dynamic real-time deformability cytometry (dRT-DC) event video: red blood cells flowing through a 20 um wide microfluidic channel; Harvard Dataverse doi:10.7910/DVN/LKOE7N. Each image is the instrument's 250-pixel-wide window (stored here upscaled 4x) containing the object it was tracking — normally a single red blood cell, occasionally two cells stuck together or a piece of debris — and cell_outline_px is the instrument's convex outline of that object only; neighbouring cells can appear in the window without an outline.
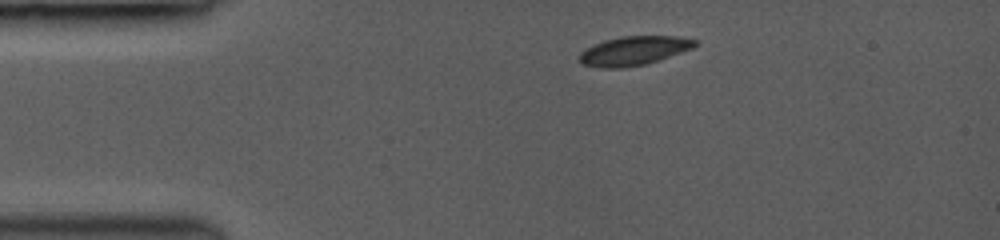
{"species": "common noctule bat (a hibernating species)", "species_latin": "Nyctalus noctula", "temperature_condition": "room temperature", "stored_images_in_passage": 30, "camera_frame_rate_fps": 3000, "um_per_image_px": 0.085, "animal": {"sex": "female", "body_mass_g": 19.0, "forearm_length_mm": 53.3}, "frame": {"image": 1, "passage_image": 1, "time_ms": 0.0, "image_size_px": [1000, 240], "cell_outline_px": [[700, 44], [692, 48], [644, 64], [620, 68], [600, 68], [580, 64], [580, 52], [604, 40], [620, 36], [676, 36], [700, 40]], "centroid_in_image_um": [53.89, 4.3], "position_along_channel_um": 31.1, "area_um2": 19.36}}
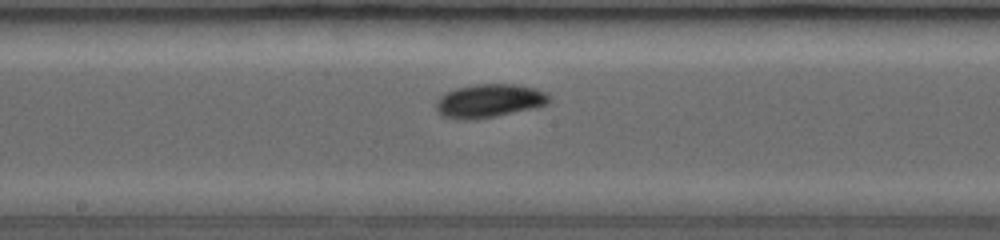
{"frame": {"image": 2, "passage_image": 13, "time_ms": 5.333, "image_size_px": [1000, 240], "cell_outline_px": [[552, 100], [548, 104], [536, 108], [496, 116], [468, 120], [456, 120], [440, 116], [436, 112], [436, 100], [444, 92], [456, 88], [476, 84], [520, 84], [536, 88], [552, 96]], "centroid_in_image_um": [41.58, 8.57], "position_along_channel_um": 206.6, "area_um2": 22.66}}
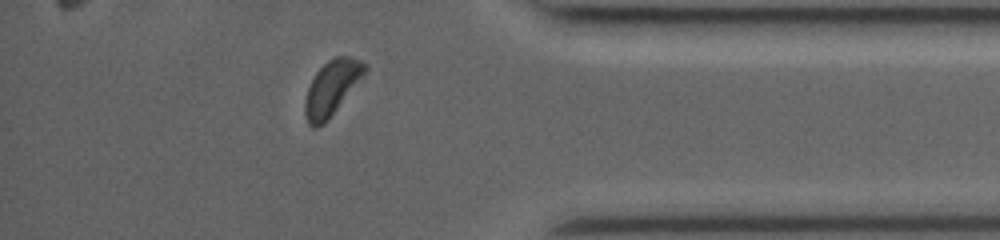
{"frame": {"image": 3, "passage_image": 26, "time_ms": 10.333, "image_size_px": [1000, 240], "cell_outline_px": [[368, 68], [364, 76], [328, 120], [324, 124], [316, 128], [312, 128], [308, 124], [304, 112], [304, 100], [308, 88], [316, 72], [328, 60], [336, 56], [348, 56], [360, 60], [368, 64]], "centroid_in_image_um": [28.21, 7.48], "position_along_channel_um": 407.0, "area_um2": 19.25}, "authors_computed_cell_mechanics": {"area_um2": 20.0855, "velocity_mm_per_s": 4.1994, "shape_relaxation_time_tau1_ms": 1.4714, "shape_relaxation_time_tau2_ms": null, "deformation_change_tau1": 0.0715, "deformation_change_tau2": null}}